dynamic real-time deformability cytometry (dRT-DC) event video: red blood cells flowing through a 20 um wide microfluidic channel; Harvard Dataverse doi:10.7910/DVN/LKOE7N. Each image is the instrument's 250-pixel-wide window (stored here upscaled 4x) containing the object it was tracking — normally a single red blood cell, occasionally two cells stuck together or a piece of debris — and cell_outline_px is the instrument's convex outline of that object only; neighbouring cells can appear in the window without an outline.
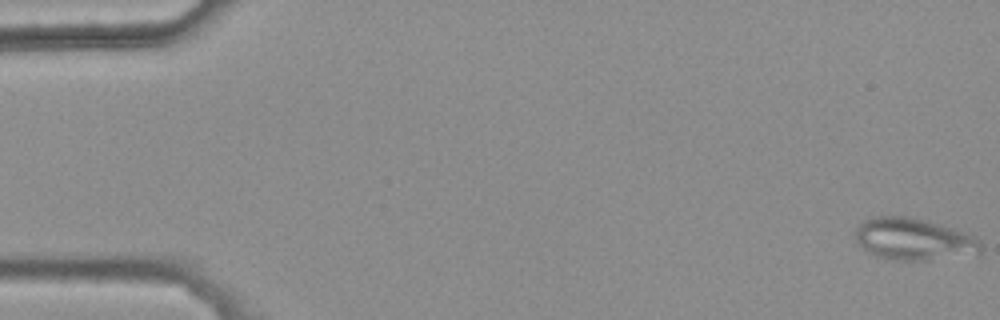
{"species": "common noctule bat (a hibernating species)", "species_latin": "Nyctalus noctula", "temperature_condition": "warm", "stored_images_in_passage": 46, "segment_of_instrument_passage": [1, 2], "camera_frame_rate_fps": 3000, "um_per_image_px": 0.085, "animal": {"sex": "female", "body_mass_g": 25.1}, "frame": {"image": 1, "passage_image": 1, "time_ms": 0.0, "image_size_px": [1000, 320], "cell_outline_px": [[984, 248], [980, 256], [928, 260], [896, 260], [876, 256], [868, 252], [852, 236], [856, 228], [864, 220], [872, 216], [912, 216], [952, 228], [976, 236], [980, 240]], "centroid_in_image_um": [77.74, 20.35], "position_along_channel_um": 7.3, "area_um2": 31.5}}